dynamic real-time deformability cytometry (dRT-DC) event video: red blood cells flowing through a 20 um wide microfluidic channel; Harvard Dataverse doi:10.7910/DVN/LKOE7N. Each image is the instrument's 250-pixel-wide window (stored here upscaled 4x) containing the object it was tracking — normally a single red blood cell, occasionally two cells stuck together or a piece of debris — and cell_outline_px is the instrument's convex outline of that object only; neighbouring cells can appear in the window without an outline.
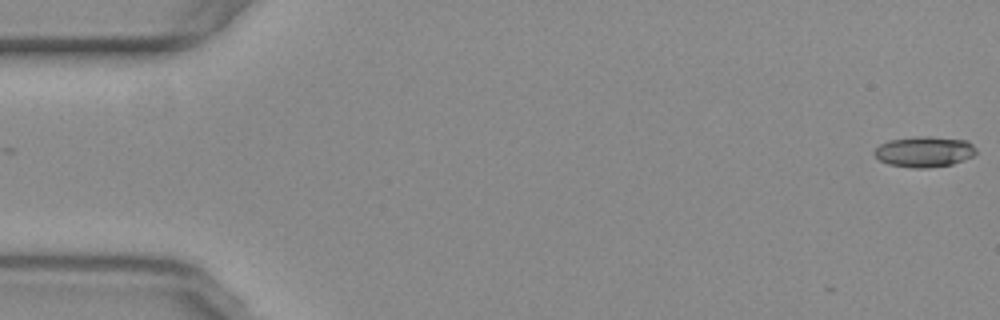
{"species": "common noctule bat (a hibernating species)", "species_latin": "Nyctalus noctula", "temperature_condition": "warm", "stored_images_in_passage": 11, "camera_frame_rate_fps": 3000, "um_per_image_px": 0.085, "animal": {"sex": "female", "body_mass_g": 29.2, "forearm_length_mm": 56.3}, "frame": {"image": 1, "passage_image": 1, "time_ms": 0.0, "image_size_px": [1000, 320], "cell_outline_px": [[976, 152], [972, 156], [952, 164], [928, 168], [912, 168], [888, 164], [880, 160], [872, 152], [880, 144], [888, 140], [916, 136], [928, 136], [968, 140], [976, 148]], "centroid_in_image_um": [78.55, 12.89], "position_along_channel_um": 6.4, "area_um2": 18.26}}